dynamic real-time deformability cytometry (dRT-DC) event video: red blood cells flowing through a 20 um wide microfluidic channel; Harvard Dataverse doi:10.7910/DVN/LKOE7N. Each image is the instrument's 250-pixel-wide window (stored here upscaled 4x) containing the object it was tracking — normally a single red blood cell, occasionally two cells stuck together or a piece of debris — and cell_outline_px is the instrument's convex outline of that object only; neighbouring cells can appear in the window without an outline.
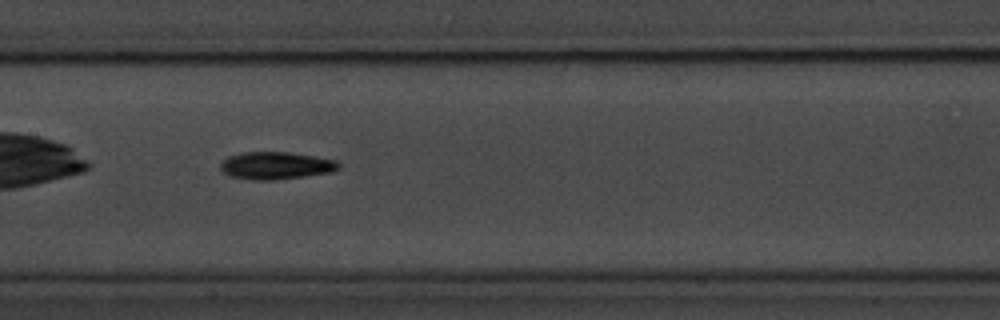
{"species": "common noctule bat (a hibernating species)", "species_latin": "Nyctalus noctula", "temperature_condition": "room temperature", "stored_images_in_passage": 38, "camera_frame_rate_fps": 3000, "um_per_image_px": 0.085, "animal": {"sex": "male", "body_mass_g": 20.1, "forearm_length_mm": 53.5}, "frame": {"image": 1, "passage_image": 17, "time_ms": 5.333, "image_size_px": [1000, 320], "cell_outline_px": [[340, 168], [332, 172], [276, 180], [252, 180], [232, 176], [224, 172], [220, 168], [220, 164], [228, 156], [240, 152], [288, 152], [336, 160], [340, 164]], "centroid_in_image_um": [23.45, 14.07], "position_along_channel_um": 183.9, "area_um2": 18.84}}